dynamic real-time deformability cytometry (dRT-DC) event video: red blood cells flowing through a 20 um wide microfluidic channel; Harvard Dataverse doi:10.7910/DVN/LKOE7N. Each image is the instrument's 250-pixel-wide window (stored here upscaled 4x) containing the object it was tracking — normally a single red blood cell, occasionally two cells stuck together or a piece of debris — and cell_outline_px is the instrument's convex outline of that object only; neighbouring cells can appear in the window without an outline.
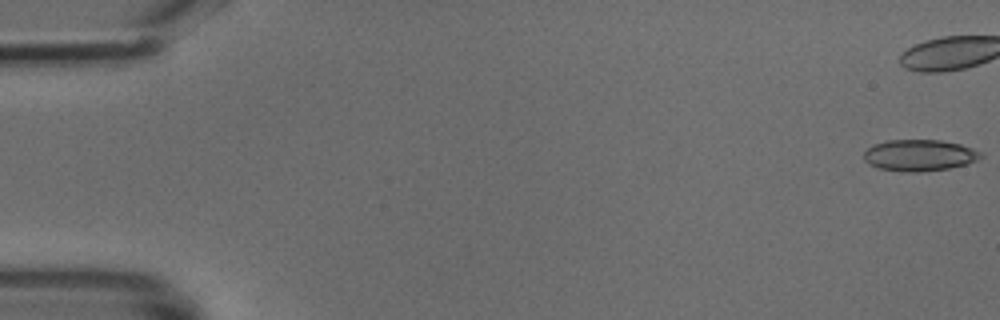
{"species": "common noctule bat (a hibernating species)", "species_latin": "Nyctalus noctula", "temperature_condition": "cold", "stored_images_in_passage": 39, "camera_frame_rate_fps": 3000, "um_per_image_px": 0.085, "animal": {"sex": "male", "body_mass_g": 18.8}, "frame": {"image": 1, "passage_image": 1, "time_ms": 0.0, "image_size_px": [1000, 320], "cell_outline_px": [[984, 156], [968, 164], [948, 168], [920, 172], [904, 172], [880, 168], [868, 164], [864, 160], [864, 152], [872, 144], [888, 140], [940, 140], [960, 144], [972, 148], [980, 152]], "centroid_in_image_um": [78.14, 13.2], "position_along_channel_um": 6.9, "area_um2": 21.44}}